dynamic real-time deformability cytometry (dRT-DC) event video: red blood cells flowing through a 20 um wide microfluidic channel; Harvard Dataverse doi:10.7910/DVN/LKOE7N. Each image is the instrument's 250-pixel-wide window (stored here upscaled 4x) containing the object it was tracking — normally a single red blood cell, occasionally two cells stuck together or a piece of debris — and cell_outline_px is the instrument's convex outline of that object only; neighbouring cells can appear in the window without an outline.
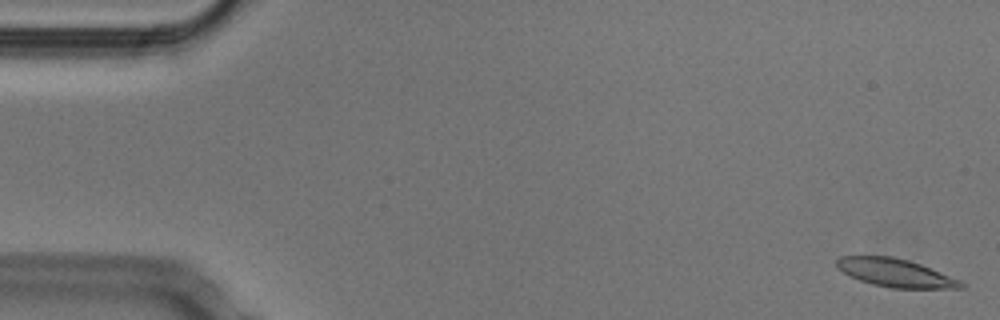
{"species": "Egyptian fruit bat (a non-hibernating species)", "species_latin": "Rousettus aegyptiacus", "temperature_condition": "cold", "stored_images_in_passage": 52, "camera_frame_rate_fps": 3000, "um_per_image_px": 0.085, "animal": {"sex": "male"}, "frame": {"image": 1, "passage_image": 1, "time_ms": 0.0, "image_size_px": [1000, 320], "cell_outline_px": [[964, 288], [892, 288], [872, 284], [860, 280], [836, 268], [836, 260], [840, 256], [892, 256], [908, 260], [920, 264], [960, 280], [964, 284]], "centroid_in_image_um": [76.09, 23.18], "position_along_channel_um": 8.9, "area_um2": 20.17}}
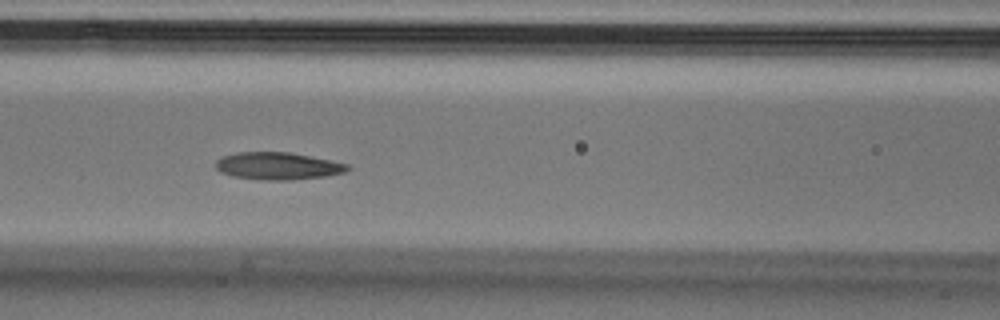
{"frame": {"image": 2, "passage_image": 22, "time_ms": 7.0, "image_size_px": [1000, 320], "cell_outline_px": [[352, 168], [344, 172], [328, 176], [292, 180], [260, 180], [232, 176], [220, 172], [216, 168], [216, 160], [224, 156], [236, 152], [288, 152], [348, 164]], "centroid_in_image_um": [23.6, 14.12], "position_along_channel_um": 143.0, "area_um2": 20.98}}
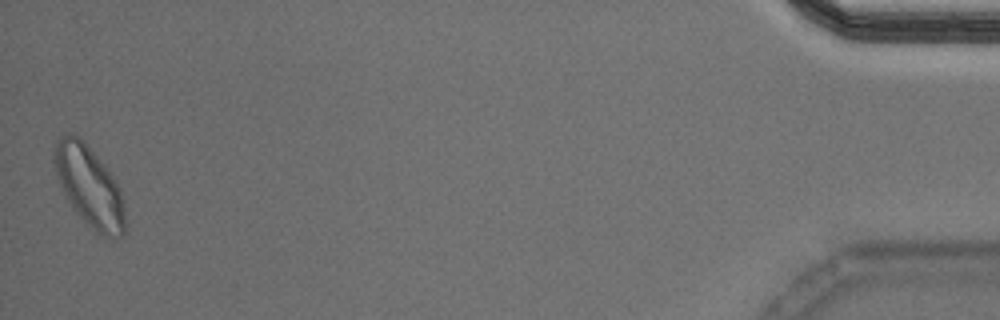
{"frame": {"image": 3, "passage_image": 52, "time_ms": 17.0, "image_size_px": [1000, 320], "cell_outline_px": [[124, 232], [120, 240], [116, 240], [96, 236], [72, 208], [56, 176], [52, 164], [52, 160], [56, 140], [64, 132], [72, 132], [80, 136], [84, 140], [108, 168], [116, 180], [120, 188], [124, 204]], "centroid_in_image_um": [7.58, 15.85], "position_along_channel_um": 427.6, "area_um2": 34.45}, "authors_computed_cell_mechanics": {"area_um2": 21.2993, "velocity_mm_per_s": 3.7613, "shape_relaxation_time_tau1_ms": 6.379, "shape_relaxation_time_tau2_ms": 2.2616, "deformation_change_tau1": 0.1784, "deformation_change_tau2": 0.0908}}